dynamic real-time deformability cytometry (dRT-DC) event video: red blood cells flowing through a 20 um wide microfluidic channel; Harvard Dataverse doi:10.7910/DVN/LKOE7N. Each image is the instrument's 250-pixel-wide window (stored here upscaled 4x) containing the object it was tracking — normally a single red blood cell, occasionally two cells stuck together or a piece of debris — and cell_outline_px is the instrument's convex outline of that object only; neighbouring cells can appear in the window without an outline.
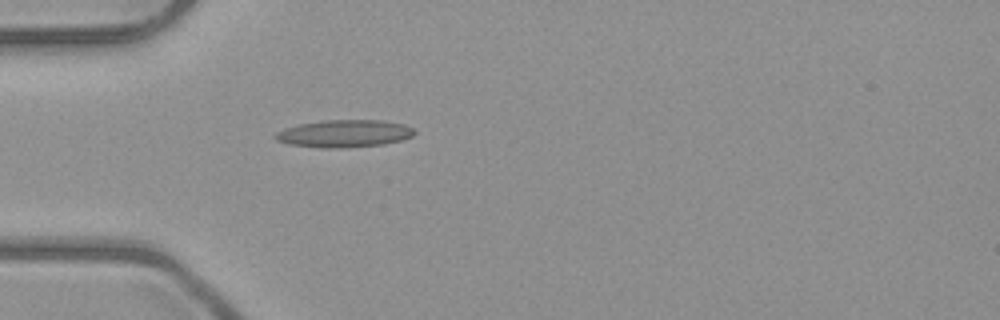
{"species": "common noctule bat (a hibernating species)", "species_latin": "Nyctalus noctula", "temperature_condition": "room temperature", "stored_images_in_passage": 4, "camera_frame_rate_fps": 3000, "um_per_image_px": 0.085, "animal": {"sex": "male", "body_mass_g": 23.1, "forearm_length_mm": 52.7}, "frame": {"image": 1, "passage_image": 4, "time_ms": 4.333, "image_size_px": [1000, 320], "cell_outline_px": [[416, 132], [412, 136], [400, 140], [384, 144], [340, 148], [320, 148], [288, 144], [276, 140], [272, 136], [276, 132], [284, 128], [300, 124], [324, 120], [380, 120], [404, 124], [412, 128]], "centroid_in_image_um": [29.22, 11.35], "position_along_channel_um": 55.8, "area_um2": 22.25}}